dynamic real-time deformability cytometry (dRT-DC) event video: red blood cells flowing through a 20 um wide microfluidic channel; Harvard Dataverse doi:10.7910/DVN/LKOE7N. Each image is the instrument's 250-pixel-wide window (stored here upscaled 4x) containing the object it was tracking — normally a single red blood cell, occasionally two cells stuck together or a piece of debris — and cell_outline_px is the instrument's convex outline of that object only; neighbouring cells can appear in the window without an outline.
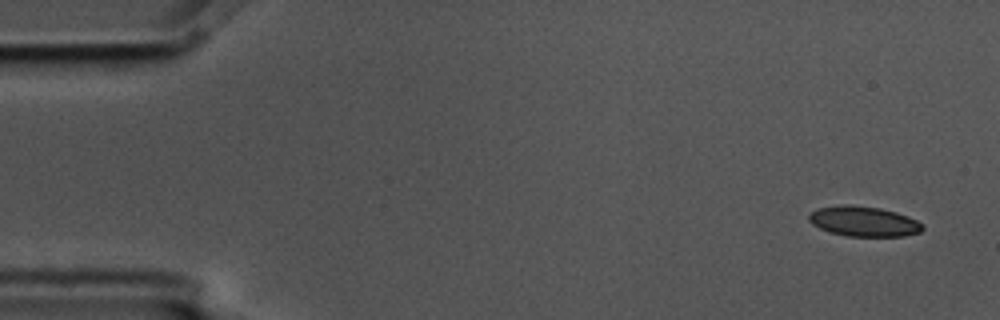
{"species": "common noctule bat (a hibernating species)", "species_latin": "Nyctalus noctula", "temperature_condition": "cold", "stored_images_in_passage": 5, "camera_frame_rate_fps": 3000, "um_per_image_px": 0.085, "animal": {"sex": "male", "body_mass_g": 17.5, "forearm_length_mm": 52.3}, "frame": {"image": 1, "passage_image": 1, "time_ms": 0.0, "image_size_px": [1000, 320], "cell_outline_px": [[924, 228], [920, 232], [904, 236], [848, 236], [832, 232], [820, 228], [812, 224], [808, 220], [808, 216], [816, 208], [844, 204], [852, 204], [880, 208], [896, 212], [908, 216], [924, 224]], "centroid_in_image_um": [73.43, 18.8], "position_along_channel_um": 11.6, "area_um2": 20.0}}
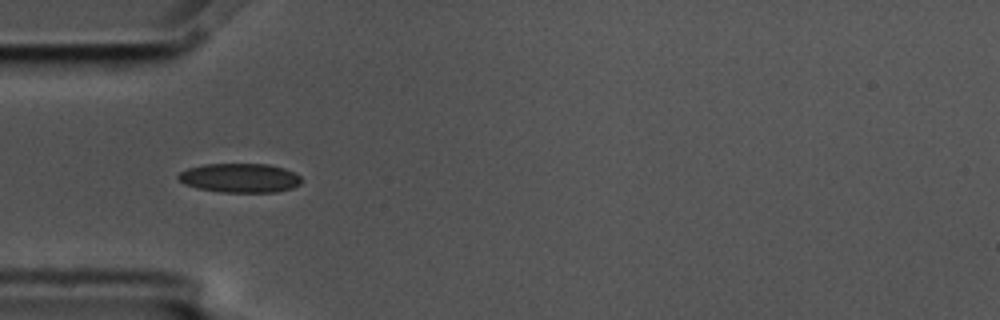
{"frame": {"image": 2, "passage_image": 5, "time_ms": 1.333, "image_size_px": [1000, 320], "cell_outline_px": [[300, 184], [292, 188], [276, 192], [220, 192], [196, 188], [184, 184], [176, 176], [180, 172], [188, 168], [204, 164], [268, 164], [284, 168], [300, 176]], "centroid_in_image_um": [20.36, 15.13], "position_along_channel_um": 64.6, "area_um2": 20.92}}